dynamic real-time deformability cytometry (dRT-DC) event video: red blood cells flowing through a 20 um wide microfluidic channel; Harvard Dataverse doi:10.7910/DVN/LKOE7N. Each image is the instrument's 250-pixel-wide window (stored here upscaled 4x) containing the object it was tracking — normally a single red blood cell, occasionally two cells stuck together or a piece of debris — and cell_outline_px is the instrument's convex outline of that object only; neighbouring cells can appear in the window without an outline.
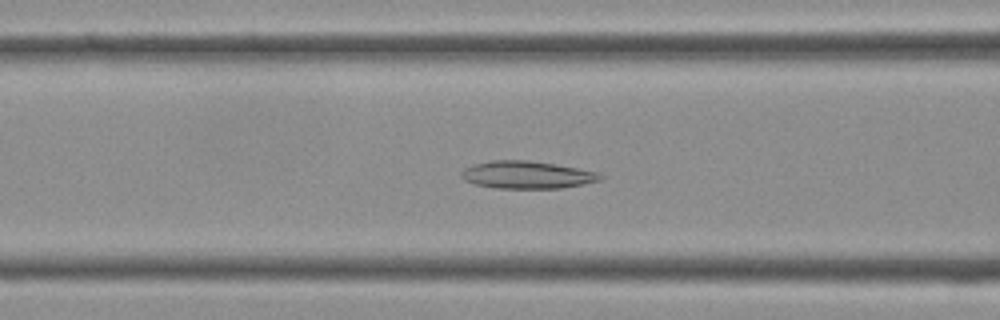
{"species": "Egyptian fruit bat (a non-hibernating species)", "species_latin": "Rousettus aegyptiacus", "temperature_condition": "cold", "stored_images_in_passage": 40, "camera_frame_rate_fps": 3000, "um_per_image_px": 0.085, "frame": {"image": 1, "passage_image": 16, "time_ms": 5.0, "image_size_px": [1000, 320], "cell_outline_px": [[604, 176], [600, 180], [584, 184], [560, 188], [496, 188], [476, 184], [464, 180], [460, 176], [460, 172], [464, 168], [472, 164], [492, 160], [528, 160], [556, 164], [600, 172]], "centroid_in_image_um": [44.79, 14.85], "position_along_channel_um": 121.8, "area_um2": 22.43}}
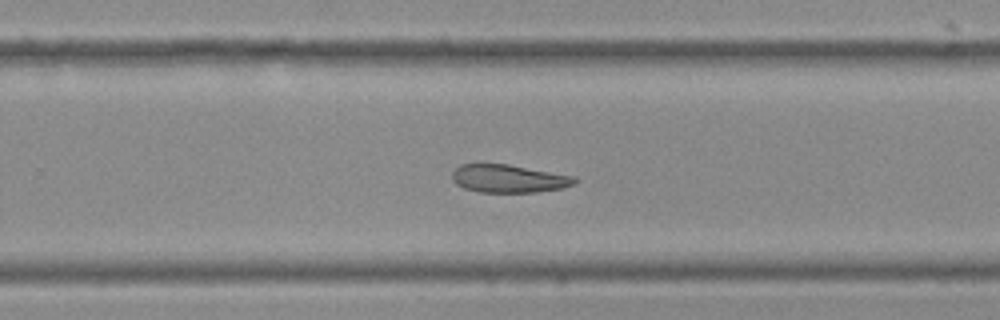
{"frame": {"image": 2, "passage_image": 26, "time_ms": 8.333, "image_size_px": [1000, 320], "cell_outline_px": [[576, 184], [564, 188], [536, 192], [480, 192], [464, 188], [456, 184], [452, 180], [452, 172], [460, 164], [480, 160], [508, 164], [576, 176]], "centroid_in_image_um": [43.19, 15.14], "position_along_channel_um": 286.6, "area_um2": 20.81}}
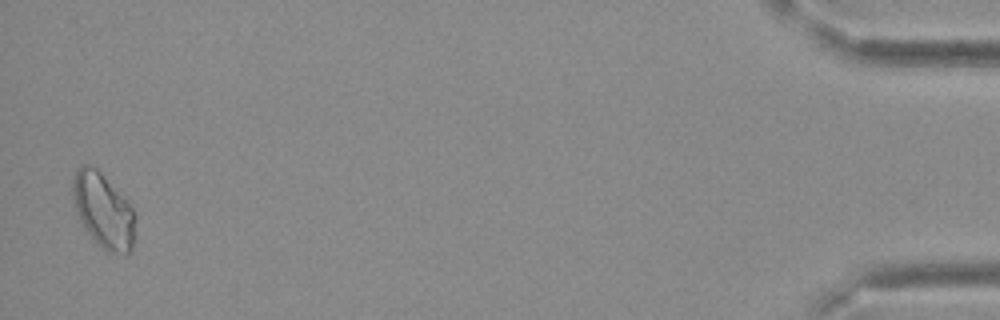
{"frame": {"image": 3, "passage_image": 40, "time_ms": 13.0, "image_size_px": [1000, 320], "cell_outline_px": [[136, 216], [132, 248], [124, 256], [108, 252], [84, 228], [80, 220], [72, 196], [72, 180], [76, 168], [80, 164], [92, 164], [128, 200]], "centroid_in_image_um": [8.79, 17.86], "position_along_channel_um": 426.4, "area_um2": 27.34}}